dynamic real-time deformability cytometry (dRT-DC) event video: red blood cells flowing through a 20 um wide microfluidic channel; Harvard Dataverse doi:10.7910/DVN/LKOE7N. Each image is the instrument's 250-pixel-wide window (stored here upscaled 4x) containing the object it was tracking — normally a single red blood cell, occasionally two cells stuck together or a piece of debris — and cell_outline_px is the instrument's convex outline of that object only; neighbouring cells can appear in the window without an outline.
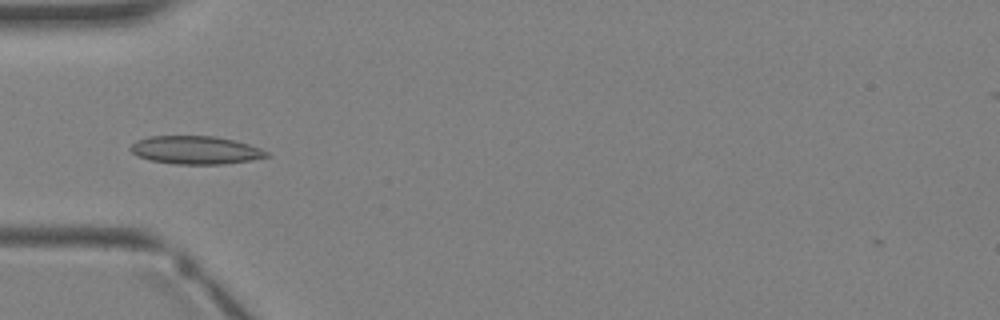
{"species": "Egyptian fruit bat (a non-hibernating species)", "species_latin": "Rousettus aegyptiacus", "temperature_condition": "warm", "stored_images_in_passage": 3, "camera_frame_rate_fps": 3000, "um_per_image_px": 0.085, "animal": {"sex": "female"}, "frame": {"image": 1, "passage_image": 3, "time_ms": 2.667, "image_size_px": [1000, 320], "cell_outline_px": [[268, 156], [252, 160], [224, 164], [176, 164], [152, 160], [136, 156], [128, 148], [136, 140], [152, 136], [216, 136], [248, 144], [260, 148], [268, 152]], "centroid_in_image_um": [16.6, 12.75], "position_along_channel_um": 68.4, "area_um2": 22.2}}